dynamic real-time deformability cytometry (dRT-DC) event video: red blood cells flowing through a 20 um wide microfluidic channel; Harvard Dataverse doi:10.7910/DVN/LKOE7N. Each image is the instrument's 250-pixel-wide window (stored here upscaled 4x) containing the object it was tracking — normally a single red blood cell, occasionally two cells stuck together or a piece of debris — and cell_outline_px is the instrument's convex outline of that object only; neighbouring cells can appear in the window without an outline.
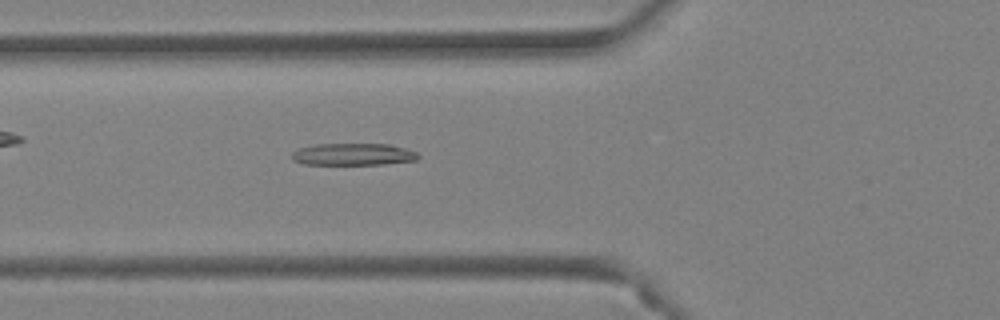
{"species": "Egyptian fruit bat (a non-hibernating species)", "species_latin": "Rousettus aegyptiacus", "temperature_condition": "warm", "stored_images_in_passage": 48, "camera_frame_rate_fps": 3000, "um_per_image_px": 0.085, "animal": {"sex": "female"}, "frame": {"image": 1, "passage_image": 19, "time_ms": 6.0, "image_size_px": [1000, 320], "cell_outline_px": [[420, 156], [416, 160], [384, 164], [304, 164], [292, 160], [292, 152], [296, 148], [316, 144], [392, 144], [416, 152]], "centroid_in_image_um": [29.99, 13.11], "position_along_channel_um": 95.8, "area_um2": 16.24}}
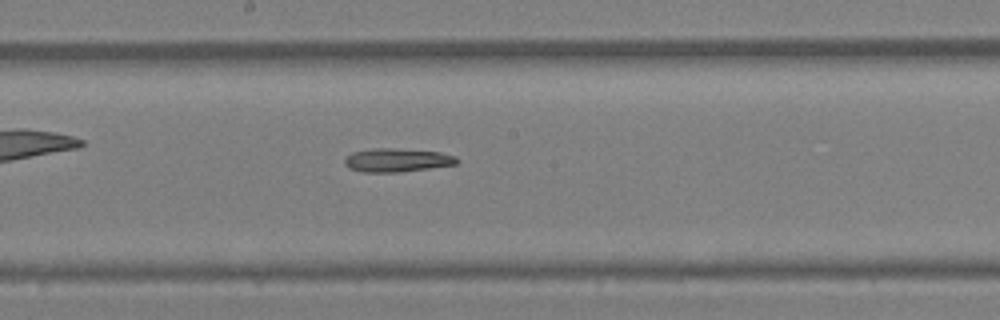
{"frame": {"image": 2, "passage_image": 27, "time_ms": 8.667, "image_size_px": [1000, 320], "cell_outline_px": [[460, 160], [456, 164], [400, 172], [360, 172], [348, 168], [344, 164], [344, 160], [352, 152], [372, 148], [392, 148], [440, 152], [456, 156]], "centroid_in_image_um": [33.72, 13.61], "position_along_channel_um": 214.5, "area_um2": 15.43}}
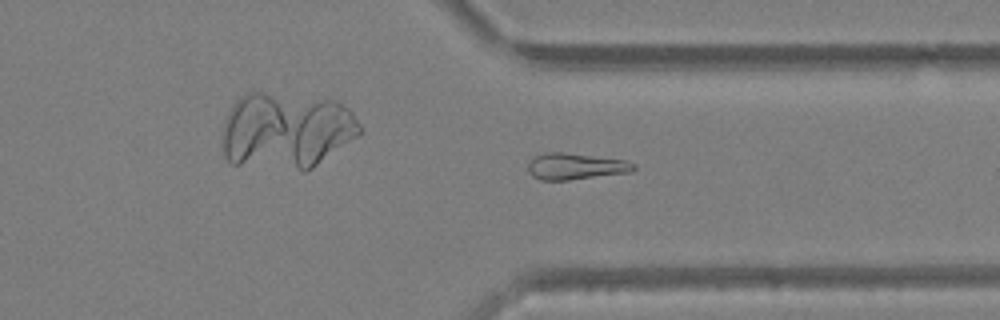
{"frame": {"image": 3, "passage_image": 37, "time_ms": 12.0, "image_size_px": [1000, 320], "cell_outline_px": [[636, 168], [632, 172], [568, 180], [540, 180], [532, 176], [528, 172], [528, 160], [532, 156], [544, 152], [564, 152], [624, 160], [636, 164]], "centroid_in_image_um": [48.87, 14.13], "position_along_channel_um": 362.5, "area_um2": 16.47}}